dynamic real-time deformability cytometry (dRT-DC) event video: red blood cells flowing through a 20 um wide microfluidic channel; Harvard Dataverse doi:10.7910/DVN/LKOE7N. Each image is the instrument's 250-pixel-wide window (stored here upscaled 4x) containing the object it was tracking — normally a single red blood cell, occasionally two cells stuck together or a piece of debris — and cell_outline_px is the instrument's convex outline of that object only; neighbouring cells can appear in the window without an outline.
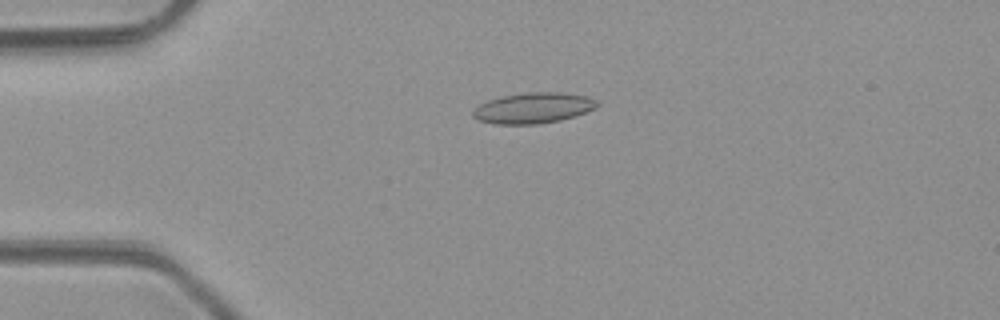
{"species": "common noctule bat (a hibernating species)", "species_latin": "Nyctalus noctula", "temperature_condition": "room temperature", "stored_images_in_passage": 6, "camera_frame_rate_fps": 3000, "um_per_image_px": 0.085, "animal": {"sex": "male", "body_mass_g": 23.1, "forearm_length_mm": 52.7}, "frame": {"image": 1, "passage_image": 3, "time_ms": 2.333, "image_size_px": [1000, 320], "cell_outline_px": [[600, 104], [596, 108], [576, 116], [560, 120], [540, 124], [496, 124], [480, 120], [472, 116], [472, 108], [488, 100], [500, 96], [524, 92], [556, 92], [588, 96], [596, 100]], "centroid_in_image_um": [45.33, 9.17], "position_along_channel_um": 39.7, "area_um2": 22.43}}
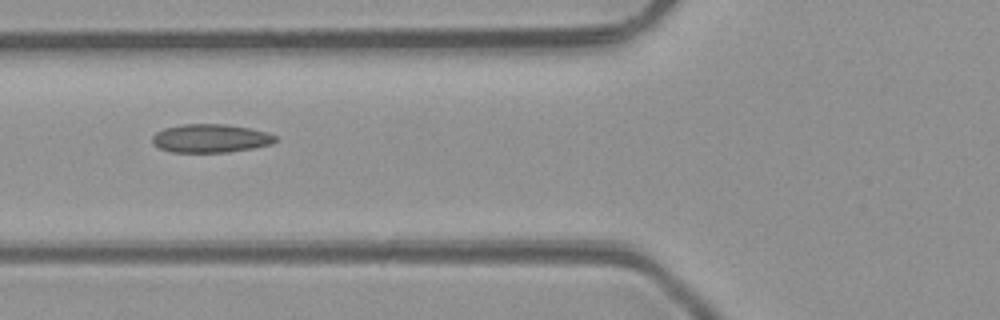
{"frame": {"image": 2, "passage_image": 5, "time_ms": 4.667, "image_size_px": [1000, 320], "cell_outline_px": [[276, 140], [272, 144], [252, 148], [228, 152], [172, 152], [160, 148], [152, 144], [152, 136], [156, 132], [164, 128], [184, 124], [228, 124], [268, 132], [276, 136]], "centroid_in_image_um": [17.88, 11.75], "position_along_channel_um": 107.9, "area_um2": 20.4}}
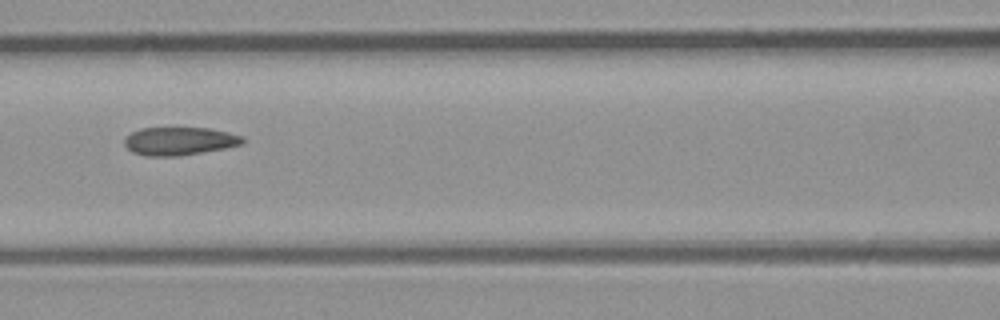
{"frame": {"image": 3, "passage_image": 6, "time_ms": 5.667, "image_size_px": [1000, 320], "cell_outline_px": [[244, 144], [224, 148], [176, 156], [144, 156], [132, 152], [124, 144], [124, 136], [140, 128], [176, 124], [208, 128], [228, 132], [244, 136]], "centroid_in_image_um": [15.21, 11.93], "position_along_channel_um": 151.4, "area_um2": 20.35}}